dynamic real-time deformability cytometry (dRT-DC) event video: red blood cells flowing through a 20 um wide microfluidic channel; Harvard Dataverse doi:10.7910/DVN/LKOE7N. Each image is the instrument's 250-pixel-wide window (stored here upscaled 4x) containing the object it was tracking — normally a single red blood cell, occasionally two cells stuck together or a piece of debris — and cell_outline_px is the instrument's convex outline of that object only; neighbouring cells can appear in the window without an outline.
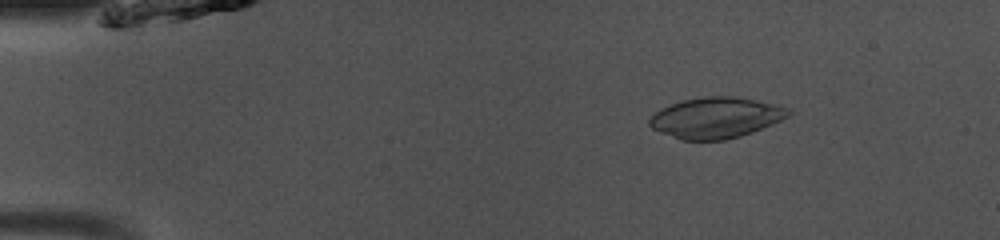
{"species": "common noctule bat (a hibernating species)", "species_latin": "Nyctalus noctula", "temperature_condition": "room temperature", "stored_images_in_passage": 48, "camera_frame_rate_fps": 3000, "um_per_image_px": 0.085, "animal": {"sex": "male", "body_mass_g": 13.0, "forearm_length_mm": 53.1}, "frame": {"image": 1, "passage_image": 7, "time_ms": 2.0, "image_size_px": [1000, 240], "cell_outline_px": [[792, 112], [788, 116], [772, 124], [752, 132], [740, 136], [724, 140], [680, 140], [660, 132], [652, 128], [648, 124], [648, 120], [660, 108], [684, 100], [704, 96], [732, 96], [776, 104], [792, 108]], "centroid_in_image_um": [60.86, 10.01], "position_along_channel_um": 24.1, "area_um2": 33.0}}